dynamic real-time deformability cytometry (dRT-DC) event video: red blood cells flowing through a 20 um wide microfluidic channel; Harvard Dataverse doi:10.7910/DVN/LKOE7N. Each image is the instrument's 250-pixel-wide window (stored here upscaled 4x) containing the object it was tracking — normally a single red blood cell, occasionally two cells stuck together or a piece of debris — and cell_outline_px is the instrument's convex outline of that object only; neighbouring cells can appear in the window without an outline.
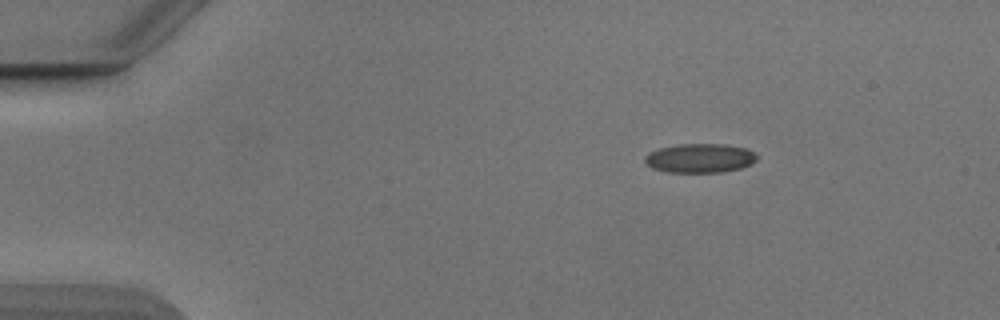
{"species": "Egyptian fruit bat (a non-hibernating species)", "species_latin": "Rousettus aegyptiacus", "temperature_condition": "cold", "stored_images_in_passage": 45, "camera_frame_rate_fps": 3000, "um_per_image_px": 0.085, "animal": {"sex": "male"}, "frame": {"image": 1, "passage_image": 1, "time_ms": 0.0, "image_size_px": [1000, 320], "cell_outline_px": [[756, 160], [752, 164], [740, 168], [720, 172], [668, 172], [652, 168], [644, 160], [644, 156], [648, 152], [660, 148], [680, 144], [724, 144], [744, 148], [752, 152], [756, 156]], "centroid_in_image_um": [59.46, 13.44], "position_along_channel_um": 25.5, "area_um2": 18.84}}
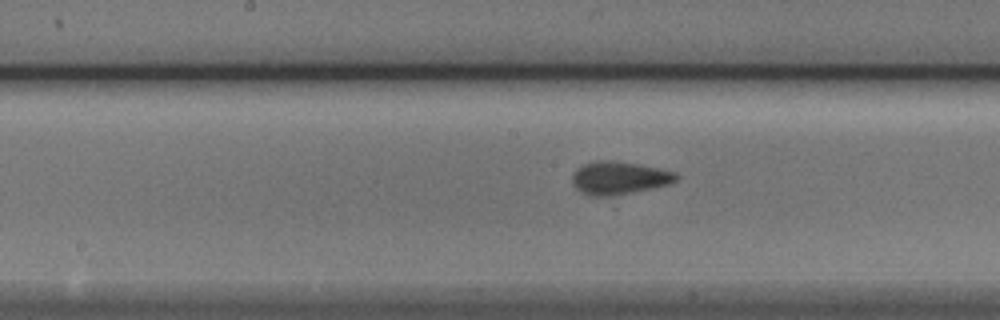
{"frame": {"image": 2, "passage_image": 20, "time_ms": 6.333, "image_size_px": [1000, 320], "cell_outline_px": [[680, 176], [676, 180], [668, 184], [632, 192], [608, 196], [588, 196], [576, 188], [572, 184], [572, 176], [576, 168], [584, 164], [596, 160], [612, 160], [636, 164], [676, 172]], "centroid_in_image_um": [52.58, 15.12], "position_along_channel_um": 195.6, "area_um2": 19.77}}
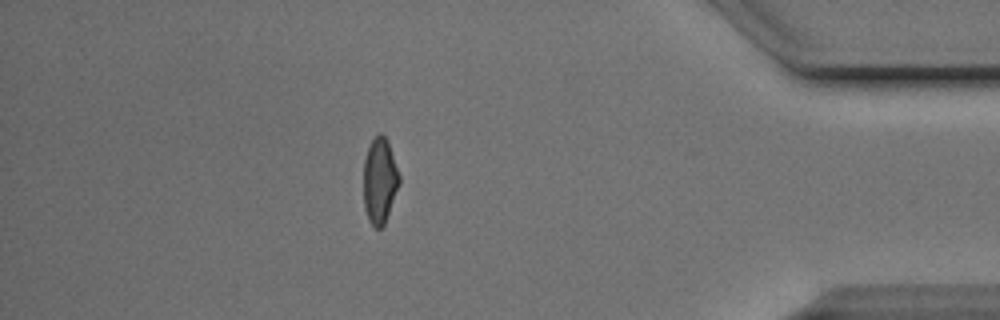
{"frame": {"image": 3, "passage_image": 39, "time_ms": 12.667, "image_size_px": [1000, 320], "cell_outline_px": [[400, 184], [384, 224], [380, 228], [376, 228], [368, 220], [364, 208], [364, 160], [368, 148], [372, 140], [380, 132], [388, 140], [400, 176]], "centroid_in_image_um": [32.28, 15.35], "position_along_channel_um": 402.9, "area_um2": 17.8}, "authors_computed_cell_mechanics": {"area_um2": 18.785, "velocity_mm_per_s": 3.9024, "shape_relaxation_time_tau1_ms": 6.2463, "shape_relaxation_time_tau2_ms": 1.5284, "deformation_change_tau1": 0.1515, "deformation_change_tau2": 0.0741}}